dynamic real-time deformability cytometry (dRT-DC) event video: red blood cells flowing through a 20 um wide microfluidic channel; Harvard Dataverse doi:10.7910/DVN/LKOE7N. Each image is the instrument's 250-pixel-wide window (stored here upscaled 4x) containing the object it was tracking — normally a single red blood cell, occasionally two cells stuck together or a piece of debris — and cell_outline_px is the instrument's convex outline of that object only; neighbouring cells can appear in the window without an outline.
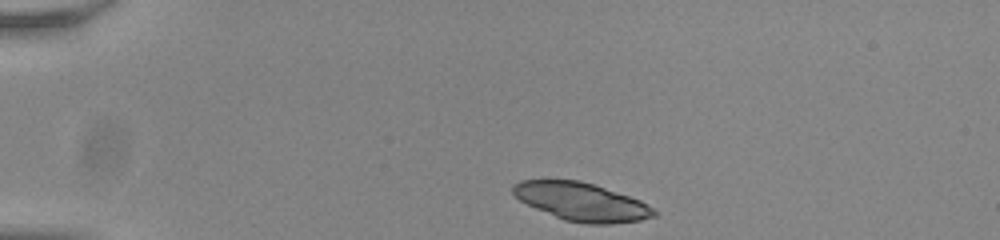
{"species": "common noctule bat (a hibernating species)", "species_latin": "Nyctalus noctula", "temperature_condition": "room temperature", "stored_images_in_passage": 43, "camera_frame_rate_fps": 3000, "um_per_image_px": 0.085, "animal": {"sex": "male", "body_mass_g": 20.0, "forearm_length_mm": 53.3}, "frame": {"image": 1, "passage_image": 1, "time_ms": 0.0, "image_size_px": [1000, 240], "cell_outline_px": [[656, 216], [640, 220], [612, 224], [584, 224], [564, 220], [536, 208], [520, 200], [512, 192], [512, 184], [520, 180], [580, 180], [640, 200], [652, 208], [656, 212]], "centroid_in_image_um": [49.41, 17.16], "position_along_channel_um": 35.6, "area_um2": 31.04}}